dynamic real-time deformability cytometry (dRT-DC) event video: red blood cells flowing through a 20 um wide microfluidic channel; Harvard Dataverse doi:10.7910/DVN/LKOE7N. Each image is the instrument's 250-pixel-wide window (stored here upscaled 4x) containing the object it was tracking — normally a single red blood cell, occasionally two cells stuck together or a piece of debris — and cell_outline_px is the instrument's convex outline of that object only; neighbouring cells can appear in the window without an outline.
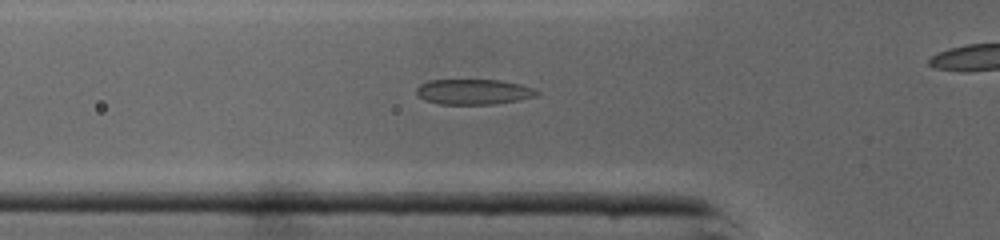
{"species": "common noctule bat (a hibernating species)", "species_latin": "Nyctalus noctula", "temperature_condition": "cold", "stored_images_in_passage": 29, "camera_frame_rate_fps": 3000, "um_per_image_px": 0.085, "animal": {"sex": "male", "body_mass_g": 19.0, "forearm_length_mm": 50.8}, "frame": {"image": 1, "passage_image": 4, "time_ms": 1.0, "image_size_px": [1000, 240], "cell_outline_px": [[540, 92], [536, 96], [516, 100], [492, 104], [440, 104], [424, 100], [416, 92], [416, 88], [420, 84], [428, 80], [500, 80], [520, 84], [532, 88]], "centroid_in_image_um": [40.22, 7.8], "position_along_channel_um": 85.6, "area_um2": 17.63}}
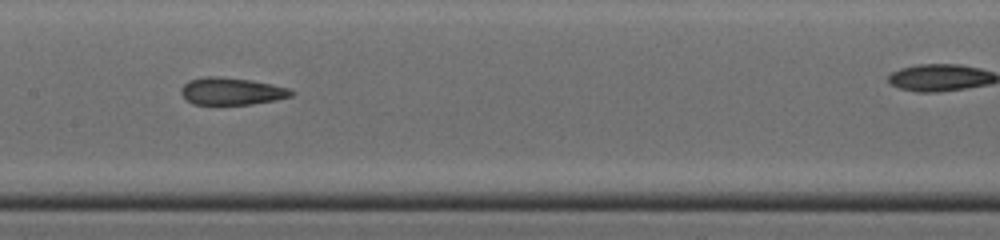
{"frame": {"image": 2, "passage_image": 11, "time_ms": 3.333, "image_size_px": [1000, 240], "cell_outline_px": [[296, 92], [292, 96], [276, 100], [252, 104], [192, 104], [180, 92], [180, 88], [188, 80], [204, 76], [220, 76], [248, 80], [272, 84], [288, 88]], "centroid_in_image_um": [19.68, 7.75], "position_along_channel_um": 187.7, "area_um2": 17.51}}
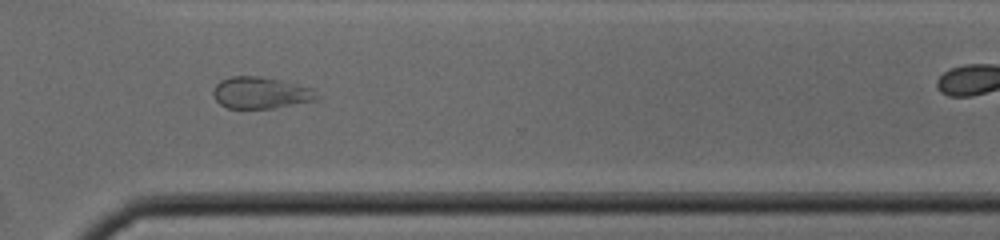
{"frame": {"image": 3, "passage_image": 22, "time_ms": 7.0, "image_size_px": [1000, 240], "cell_outline_px": [[320, 96], [316, 100], [272, 108], [228, 108], [220, 104], [216, 100], [212, 92], [216, 84], [220, 80], [232, 76], [256, 76], [280, 80], [312, 88]], "centroid_in_image_um": [22.14, 7.89], "position_along_channel_um": 348.5, "area_um2": 18.96}}